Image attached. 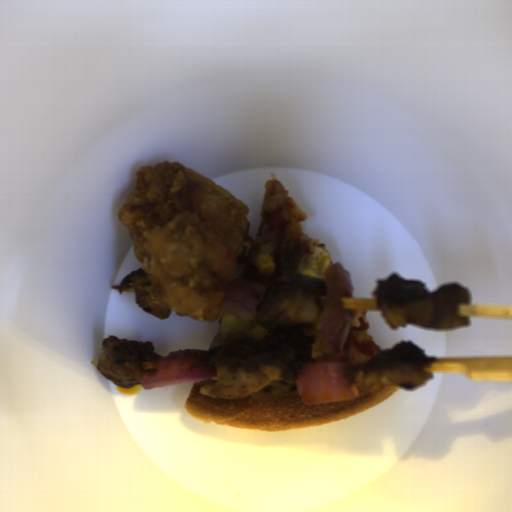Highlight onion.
Masks as SVG:
<instances>
[{
	"label": "onion",
	"instance_id": "1",
	"mask_svg": "<svg viewBox=\"0 0 512 512\" xmlns=\"http://www.w3.org/2000/svg\"><path fill=\"white\" fill-rule=\"evenodd\" d=\"M284 282H300V283H306L311 284L315 287H317L318 295H326L328 294L327 288H326V280H319L315 278H310L302 275V273L299 274H290L285 275Z\"/></svg>",
	"mask_w": 512,
	"mask_h": 512
}]
</instances>
